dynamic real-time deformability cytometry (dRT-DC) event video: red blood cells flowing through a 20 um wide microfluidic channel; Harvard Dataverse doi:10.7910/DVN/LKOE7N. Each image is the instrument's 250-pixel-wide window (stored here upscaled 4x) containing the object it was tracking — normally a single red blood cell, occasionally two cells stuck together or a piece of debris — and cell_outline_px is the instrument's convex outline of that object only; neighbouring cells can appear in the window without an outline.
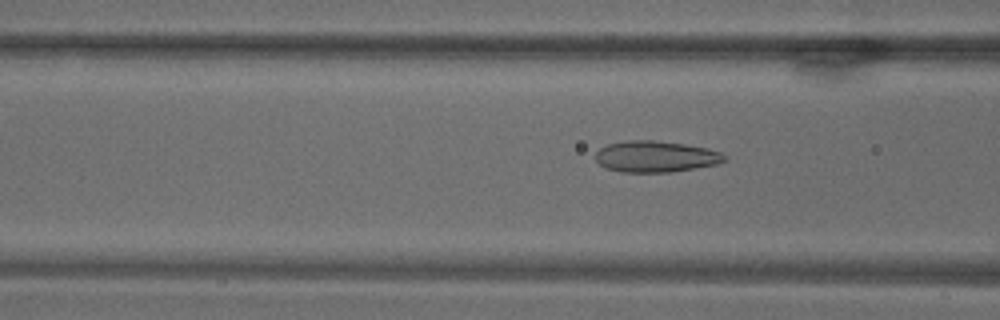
{"species": "common noctule bat (a hibernating species)", "species_latin": "Nyctalus noctula", "temperature_condition": "warm", "stored_images_in_passage": 69, "camera_frame_rate_fps": 3000, "um_per_image_px": 0.085, "animal": {"sex": "male", "body_mass_g": 18.8}, "frame": {"image": 1, "passage_image": 26, "time_ms": 8.333, "image_size_px": [1000, 320], "cell_outline_px": [[728, 160], [716, 164], [696, 168], [672, 172], [620, 172], [608, 168], [600, 164], [596, 160], [596, 152], [600, 148], [608, 144], [624, 140], [652, 140], [684, 144], [708, 148], [720, 152], [728, 156]], "centroid_in_image_um": [55.76, 13.3], "position_along_channel_um": 110.8, "area_um2": 23.58}}
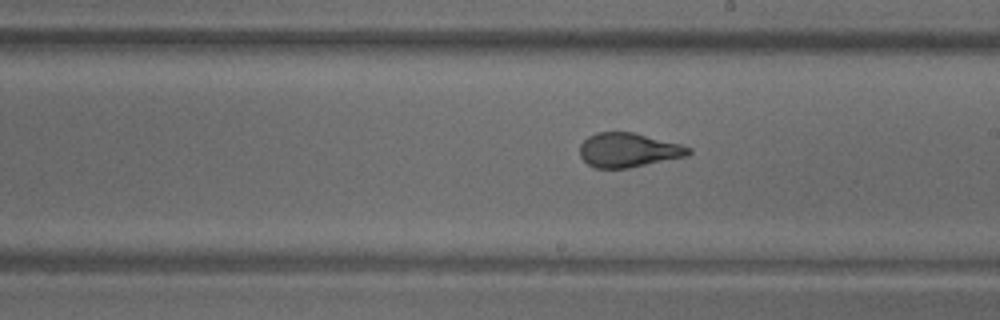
{"frame": {"image": 2, "passage_image": 39, "time_ms": 12.667, "image_size_px": [1000, 320], "cell_outline_px": [[692, 152], [688, 156], [628, 168], [596, 168], [588, 164], [580, 156], [580, 144], [588, 136], [596, 132], [632, 132], [680, 144], [692, 148]], "centroid_in_image_um": [53.41, 12.76], "position_along_channel_um": 235.6, "area_um2": 21.68}}
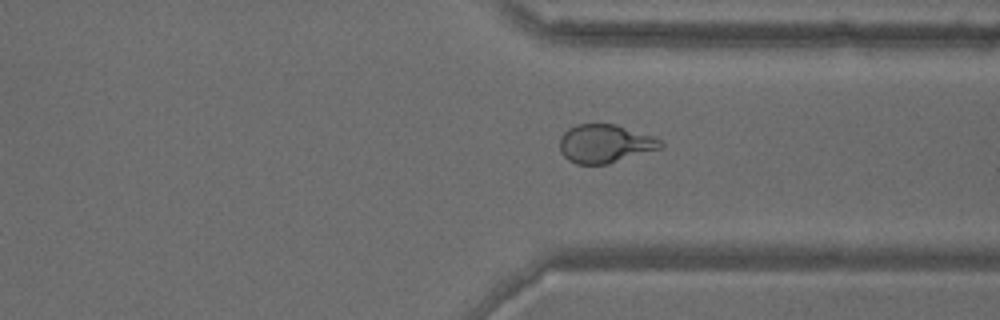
{"frame": {"image": 3, "passage_image": 52, "time_ms": 17.0, "image_size_px": [1000, 320], "cell_outline_px": [[664, 144], [660, 148], [608, 164], [576, 164], [568, 160], [560, 152], [560, 136], [568, 128], [576, 124], [616, 124], [652, 136], [660, 140]], "centroid_in_image_um": [51.38, 12.21], "position_along_channel_um": 360.0, "area_um2": 22.48}}